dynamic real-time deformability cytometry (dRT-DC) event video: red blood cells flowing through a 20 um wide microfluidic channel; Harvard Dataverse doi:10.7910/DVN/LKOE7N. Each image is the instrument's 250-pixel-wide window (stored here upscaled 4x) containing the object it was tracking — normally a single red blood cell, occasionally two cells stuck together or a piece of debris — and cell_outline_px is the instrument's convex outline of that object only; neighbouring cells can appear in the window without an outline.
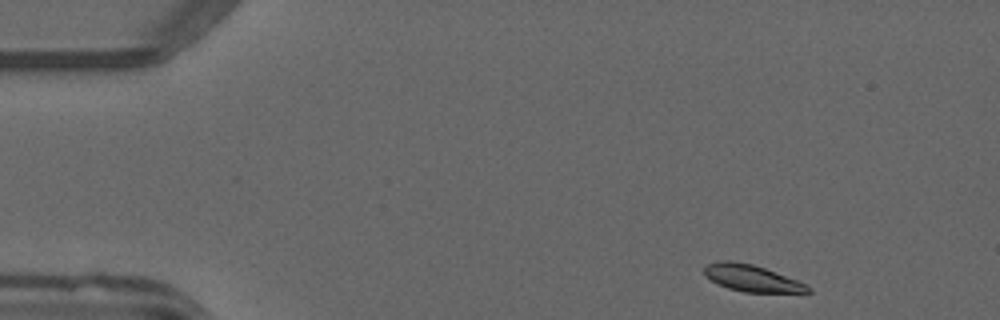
{"species": "common noctule bat (a hibernating species)", "species_latin": "Nyctalus noctula", "temperature_condition": "warm", "stored_images_in_passage": 29, "camera_frame_rate_fps": 3000, "um_per_image_px": 0.085, "animal": {"sex": "male", "forearm_length_mm": 52.5}, "frame": {"image": 1, "passage_image": 1, "time_ms": 0.0, "image_size_px": [1000, 320], "cell_outline_px": [[812, 292], [744, 292], [728, 288], [716, 284], [704, 276], [704, 268], [708, 264], [720, 260], [732, 260], [752, 264], [764, 268], [796, 280], [812, 288]], "centroid_in_image_um": [63.84, 23.64], "position_along_channel_um": 21.2, "area_um2": 16.01}}
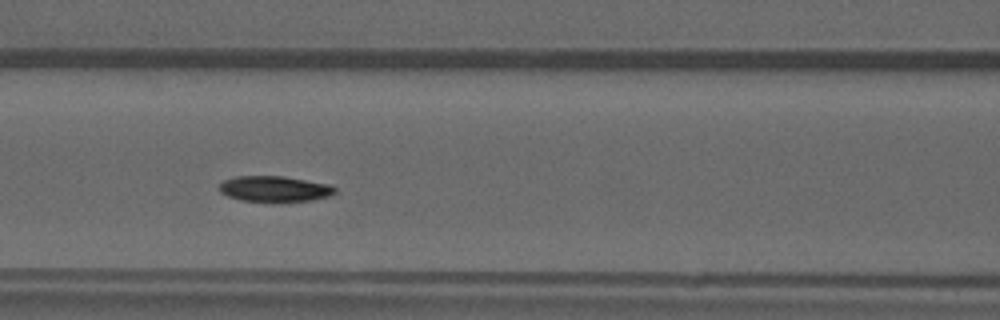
{"frame": {"image": 2, "passage_image": 17, "time_ms": 5.333, "image_size_px": [1000, 320], "cell_outline_px": [[336, 192], [328, 196], [312, 200], [280, 204], [240, 200], [228, 196], [220, 192], [216, 188], [224, 180], [236, 176], [284, 176], [328, 184], [336, 188]], "centroid_in_image_um": [23.31, 16.09], "position_along_channel_um": 143.3, "area_um2": 17.98}}
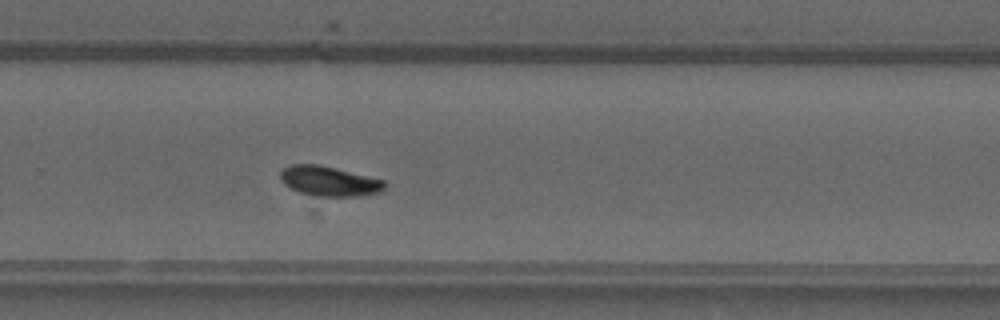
{"frame": {"image": 3, "passage_image": 29, "time_ms": 9.333, "image_size_px": [1000, 320], "cell_outline_px": [[388, 184], [380, 192], [364, 196], [312, 196], [300, 192], [284, 184], [280, 180], [280, 172], [284, 168], [292, 164], [320, 164], [384, 180]], "centroid_in_image_um": [27.99, 15.4], "position_along_channel_um": 301.8, "area_um2": 18.26}}